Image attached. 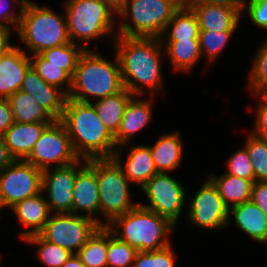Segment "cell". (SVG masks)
I'll list each match as a JSON object with an SVG mask.
<instances>
[{
  "mask_svg": "<svg viewBox=\"0 0 267 267\" xmlns=\"http://www.w3.org/2000/svg\"><path fill=\"white\" fill-rule=\"evenodd\" d=\"M258 99L255 112V122L251 133L257 137L267 140V95L253 94Z\"/></svg>",
  "mask_w": 267,
  "mask_h": 267,
  "instance_id": "42",
  "label": "cell"
},
{
  "mask_svg": "<svg viewBox=\"0 0 267 267\" xmlns=\"http://www.w3.org/2000/svg\"><path fill=\"white\" fill-rule=\"evenodd\" d=\"M138 250L119 240L107 228V267H132Z\"/></svg>",
  "mask_w": 267,
  "mask_h": 267,
  "instance_id": "34",
  "label": "cell"
},
{
  "mask_svg": "<svg viewBox=\"0 0 267 267\" xmlns=\"http://www.w3.org/2000/svg\"><path fill=\"white\" fill-rule=\"evenodd\" d=\"M242 10L255 26L267 29V0H244Z\"/></svg>",
  "mask_w": 267,
  "mask_h": 267,
  "instance_id": "41",
  "label": "cell"
},
{
  "mask_svg": "<svg viewBox=\"0 0 267 267\" xmlns=\"http://www.w3.org/2000/svg\"><path fill=\"white\" fill-rule=\"evenodd\" d=\"M23 241L38 247L36 256L46 267H61L72 255L70 251L45 240L40 234L31 235Z\"/></svg>",
  "mask_w": 267,
  "mask_h": 267,
  "instance_id": "33",
  "label": "cell"
},
{
  "mask_svg": "<svg viewBox=\"0 0 267 267\" xmlns=\"http://www.w3.org/2000/svg\"><path fill=\"white\" fill-rule=\"evenodd\" d=\"M256 51L249 74L248 92L252 95L267 93V38Z\"/></svg>",
  "mask_w": 267,
  "mask_h": 267,
  "instance_id": "36",
  "label": "cell"
},
{
  "mask_svg": "<svg viewBox=\"0 0 267 267\" xmlns=\"http://www.w3.org/2000/svg\"><path fill=\"white\" fill-rule=\"evenodd\" d=\"M127 159L123 162L122 147L114 152L113 158L123 169L124 175L132 184H137L141 188L148 180H150L158 171L152 160L149 145L138 144L131 145Z\"/></svg>",
  "mask_w": 267,
  "mask_h": 267,
  "instance_id": "18",
  "label": "cell"
},
{
  "mask_svg": "<svg viewBox=\"0 0 267 267\" xmlns=\"http://www.w3.org/2000/svg\"><path fill=\"white\" fill-rule=\"evenodd\" d=\"M15 159L10 154L2 136H0V171L8 167Z\"/></svg>",
  "mask_w": 267,
  "mask_h": 267,
  "instance_id": "46",
  "label": "cell"
},
{
  "mask_svg": "<svg viewBox=\"0 0 267 267\" xmlns=\"http://www.w3.org/2000/svg\"><path fill=\"white\" fill-rule=\"evenodd\" d=\"M13 122V114L8 99L0 98V136L10 128Z\"/></svg>",
  "mask_w": 267,
  "mask_h": 267,
  "instance_id": "44",
  "label": "cell"
},
{
  "mask_svg": "<svg viewBox=\"0 0 267 267\" xmlns=\"http://www.w3.org/2000/svg\"><path fill=\"white\" fill-rule=\"evenodd\" d=\"M43 171L26 160H14L0 171V200L4 208L42 192Z\"/></svg>",
  "mask_w": 267,
  "mask_h": 267,
  "instance_id": "12",
  "label": "cell"
},
{
  "mask_svg": "<svg viewBox=\"0 0 267 267\" xmlns=\"http://www.w3.org/2000/svg\"><path fill=\"white\" fill-rule=\"evenodd\" d=\"M229 211L217 188L206 178L194 197L190 199L187 217L192 225L209 231L227 228Z\"/></svg>",
  "mask_w": 267,
  "mask_h": 267,
  "instance_id": "13",
  "label": "cell"
},
{
  "mask_svg": "<svg viewBox=\"0 0 267 267\" xmlns=\"http://www.w3.org/2000/svg\"><path fill=\"white\" fill-rule=\"evenodd\" d=\"M203 2L232 7H243L244 0H203Z\"/></svg>",
  "mask_w": 267,
  "mask_h": 267,
  "instance_id": "47",
  "label": "cell"
},
{
  "mask_svg": "<svg viewBox=\"0 0 267 267\" xmlns=\"http://www.w3.org/2000/svg\"><path fill=\"white\" fill-rule=\"evenodd\" d=\"M235 30H225L219 32L213 31H200L199 32V45L201 54L207 56L208 63L215 62L218 56L221 55L225 46L233 36Z\"/></svg>",
  "mask_w": 267,
  "mask_h": 267,
  "instance_id": "37",
  "label": "cell"
},
{
  "mask_svg": "<svg viewBox=\"0 0 267 267\" xmlns=\"http://www.w3.org/2000/svg\"><path fill=\"white\" fill-rule=\"evenodd\" d=\"M174 71L188 72L202 58L199 39L161 41Z\"/></svg>",
  "mask_w": 267,
  "mask_h": 267,
  "instance_id": "27",
  "label": "cell"
},
{
  "mask_svg": "<svg viewBox=\"0 0 267 267\" xmlns=\"http://www.w3.org/2000/svg\"><path fill=\"white\" fill-rule=\"evenodd\" d=\"M78 160L68 132L60 120H54L44 129L26 159L42 171L52 167L68 166Z\"/></svg>",
  "mask_w": 267,
  "mask_h": 267,
  "instance_id": "9",
  "label": "cell"
},
{
  "mask_svg": "<svg viewBox=\"0 0 267 267\" xmlns=\"http://www.w3.org/2000/svg\"><path fill=\"white\" fill-rule=\"evenodd\" d=\"M199 32L200 27L194 11L192 9L179 8L166 25L159 39L160 41L198 39Z\"/></svg>",
  "mask_w": 267,
  "mask_h": 267,
  "instance_id": "28",
  "label": "cell"
},
{
  "mask_svg": "<svg viewBox=\"0 0 267 267\" xmlns=\"http://www.w3.org/2000/svg\"><path fill=\"white\" fill-rule=\"evenodd\" d=\"M72 213L91 218L103 226L102 219L96 217L100 214L96 158L88 159L87 164L76 175L73 187Z\"/></svg>",
  "mask_w": 267,
  "mask_h": 267,
  "instance_id": "15",
  "label": "cell"
},
{
  "mask_svg": "<svg viewBox=\"0 0 267 267\" xmlns=\"http://www.w3.org/2000/svg\"><path fill=\"white\" fill-rule=\"evenodd\" d=\"M15 33L31 55L71 42L65 13L57 14L50 7L40 6L32 0L26 1Z\"/></svg>",
  "mask_w": 267,
  "mask_h": 267,
  "instance_id": "5",
  "label": "cell"
},
{
  "mask_svg": "<svg viewBox=\"0 0 267 267\" xmlns=\"http://www.w3.org/2000/svg\"><path fill=\"white\" fill-rule=\"evenodd\" d=\"M14 122L52 123L54 119L28 93L19 90L8 98Z\"/></svg>",
  "mask_w": 267,
  "mask_h": 267,
  "instance_id": "29",
  "label": "cell"
},
{
  "mask_svg": "<svg viewBox=\"0 0 267 267\" xmlns=\"http://www.w3.org/2000/svg\"><path fill=\"white\" fill-rule=\"evenodd\" d=\"M226 166L227 174L254 180V169L244 146L230 155L226 160Z\"/></svg>",
  "mask_w": 267,
  "mask_h": 267,
  "instance_id": "39",
  "label": "cell"
},
{
  "mask_svg": "<svg viewBox=\"0 0 267 267\" xmlns=\"http://www.w3.org/2000/svg\"><path fill=\"white\" fill-rule=\"evenodd\" d=\"M85 50H89V48L82 46V44L69 42L59 47L44 50L39 54L48 61V64L61 66V69L73 78L78 60Z\"/></svg>",
  "mask_w": 267,
  "mask_h": 267,
  "instance_id": "31",
  "label": "cell"
},
{
  "mask_svg": "<svg viewBox=\"0 0 267 267\" xmlns=\"http://www.w3.org/2000/svg\"><path fill=\"white\" fill-rule=\"evenodd\" d=\"M96 178L99 189V206L103 226H107L116 217L131 211L138 203L130 198V182L123 169L112 158H96Z\"/></svg>",
  "mask_w": 267,
  "mask_h": 267,
  "instance_id": "8",
  "label": "cell"
},
{
  "mask_svg": "<svg viewBox=\"0 0 267 267\" xmlns=\"http://www.w3.org/2000/svg\"><path fill=\"white\" fill-rule=\"evenodd\" d=\"M21 90L31 95L54 120L61 119L67 95L43 81L32 66L26 71Z\"/></svg>",
  "mask_w": 267,
  "mask_h": 267,
  "instance_id": "16",
  "label": "cell"
},
{
  "mask_svg": "<svg viewBox=\"0 0 267 267\" xmlns=\"http://www.w3.org/2000/svg\"><path fill=\"white\" fill-rule=\"evenodd\" d=\"M63 8L71 42L85 45L107 34L117 36V14L102 0H66Z\"/></svg>",
  "mask_w": 267,
  "mask_h": 267,
  "instance_id": "6",
  "label": "cell"
},
{
  "mask_svg": "<svg viewBox=\"0 0 267 267\" xmlns=\"http://www.w3.org/2000/svg\"><path fill=\"white\" fill-rule=\"evenodd\" d=\"M149 204L139 205L168 219L176 226L186 204V189L168 173H157L142 187Z\"/></svg>",
  "mask_w": 267,
  "mask_h": 267,
  "instance_id": "11",
  "label": "cell"
},
{
  "mask_svg": "<svg viewBox=\"0 0 267 267\" xmlns=\"http://www.w3.org/2000/svg\"><path fill=\"white\" fill-rule=\"evenodd\" d=\"M180 134L179 131L162 134L154 146H149L158 173H171V171L177 170L184 160L183 139Z\"/></svg>",
  "mask_w": 267,
  "mask_h": 267,
  "instance_id": "24",
  "label": "cell"
},
{
  "mask_svg": "<svg viewBox=\"0 0 267 267\" xmlns=\"http://www.w3.org/2000/svg\"><path fill=\"white\" fill-rule=\"evenodd\" d=\"M32 68L48 84L58 87L67 96L72 88V77L61 66L48 64L40 54L29 55Z\"/></svg>",
  "mask_w": 267,
  "mask_h": 267,
  "instance_id": "32",
  "label": "cell"
},
{
  "mask_svg": "<svg viewBox=\"0 0 267 267\" xmlns=\"http://www.w3.org/2000/svg\"><path fill=\"white\" fill-rule=\"evenodd\" d=\"M171 244L155 251H138L132 267H176Z\"/></svg>",
  "mask_w": 267,
  "mask_h": 267,
  "instance_id": "38",
  "label": "cell"
},
{
  "mask_svg": "<svg viewBox=\"0 0 267 267\" xmlns=\"http://www.w3.org/2000/svg\"><path fill=\"white\" fill-rule=\"evenodd\" d=\"M178 9L174 0H127L117 14L125 20L118 23L117 35L159 38Z\"/></svg>",
  "mask_w": 267,
  "mask_h": 267,
  "instance_id": "7",
  "label": "cell"
},
{
  "mask_svg": "<svg viewBox=\"0 0 267 267\" xmlns=\"http://www.w3.org/2000/svg\"><path fill=\"white\" fill-rule=\"evenodd\" d=\"M251 200L267 214V181H255Z\"/></svg>",
  "mask_w": 267,
  "mask_h": 267,
  "instance_id": "43",
  "label": "cell"
},
{
  "mask_svg": "<svg viewBox=\"0 0 267 267\" xmlns=\"http://www.w3.org/2000/svg\"><path fill=\"white\" fill-rule=\"evenodd\" d=\"M115 53L118 57L124 88L131 94L154 95L163 83L162 56L164 47L157 37L113 36ZM141 85V86H140Z\"/></svg>",
  "mask_w": 267,
  "mask_h": 267,
  "instance_id": "1",
  "label": "cell"
},
{
  "mask_svg": "<svg viewBox=\"0 0 267 267\" xmlns=\"http://www.w3.org/2000/svg\"><path fill=\"white\" fill-rule=\"evenodd\" d=\"M51 123L13 122L2 135L10 154L15 160H26L44 129Z\"/></svg>",
  "mask_w": 267,
  "mask_h": 267,
  "instance_id": "22",
  "label": "cell"
},
{
  "mask_svg": "<svg viewBox=\"0 0 267 267\" xmlns=\"http://www.w3.org/2000/svg\"><path fill=\"white\" fill-rule=\"evenodd\" d=\"M243 146L254 169L255 181H267V140L248 133Z\"/></svg>",
  "mask_w": 267,
  "mask_h": 267,
  "instance_id": "35",
  "label": "cell"
},
{
  "mask_svg": "<svg viewBox=\"0 0 267 267\" xmlns=\"http://www.w3.org/2000/svg\"><path fill=\"white\" fill-rule=\"evenodd\" d=\"M106 227L138 251H155L170 245L169 237L175 229L168 219L139 204Z\"/></svg>",
  "mask_w": 267,
  "mask_h": 267,
  "instance_id": "4",
  "label": "cell"
},
{
  "mask_svg": "<svg viewBox=\"0 0 267 267\" xmlns=\"http://www.w3.org/2000/svg\"><path fill=\"white\" fill-rule=\"evenodd\" d=\"M137 97L134 95L125 107L120 128L114 136L117 148H123L125 145H128L132 137L146 128L152 120L151 101Z\"/></svg>",
  "mask_w": 267,
  "mask_h": 267,
  "instance_id": "21",
  "label": "cell"
},
{
  "mask_svg": "<svg viewBox=\"0 0 267 267\" xmlns=\"http://www.w3.org/2000/svg\"><path fill=\"white\" fill-rule=\"evenodd\" d=\"M133 96L124 88L114 95L91 102L97 111L98 117L113 136L120 128L125 107Z\"/></svg>",
  "mask_w": 267,
  "mask_h": 267,
  "instance_id": "26",
  "label": "cell"
},
{
  "mask_svg": "<svg viewBox=\"0 0 267 267\" xmlns=\"http://www.w3.org/2000/svg\"><path fill=\"white\" fill-rule=\"evenodd\" d=\"M43 195L40 192L10 207V210L17 216L19 224L27 228V230L19 233L21 240H25L31 235L39 234L52 214Z\"/></svg>",
  "mask_w": 267,
  "mask_h": 267,
  "instance_id": "19",
  "label": "cell"
},
{
  "mask_svg": "<svg viewBox=\"0 0 267 267\" xmlns=\"http://www.w3.org/2000/svg\"><path fill=\"white\" fill-rule=\"evenodd\" d=\"M60 121L79 159L113 157L117 150L114 136L98 117L92 103L66 98Z\"/></svg>",
  "mask_w": 267,
  "mask_h": 267,
  "instance_id": "2",
  "label": "cell"
},
{
  "mask_svg": "<svg viewBox=\"0 0 267 267\" xmlns=\"http://www.w3.org/2000/svg\"><path fill=\"white\" fill-rule=\"evenodd\" d=\"M86 164V159H79L68 166L43 170L42 193L51 213H72L74 182Z\"/></svg>",
  "mask_w": 267,
  "mask_h": 267,
  "instance_id": "14",
  "label": "cell"
},
{
  "mask_svg": "<svg viewBox=\"0 0 267 267\" xmlns=\"http://www.w3.org/2000/svg\"><path fill=\"white\" fill-rule=\"evenodd\" d=\"M207 178L217 188L229 209L251 200L255 180L244 179L224 173L222 175L209 174Z\"/></svg>",
  "mask_w": 267,
  "mask_h": 267,
  "instance_id": "25",
  "label": "cell"
},
{
  "mask_svg": "<svg viewBox=\"0 0 267 267\" xmlns=\"http://www.w3.org/2000/svg\"><path fill=\"white\" fill-rule=\"evenodd\" d=\"M1 208H4V207H3L1 200H0V210H1Z\"/></svg>",
  "mask_w": 267,
  "mask_h": 267,
  "instance_id": "51",
  "label": "cell"
},
{
  "mask_svg": "<svg viewBox=\"0 0 267 267\" xmlns=\"http://www.w3.org/2000/svg\"><path fill=\"white\" fill-rule=\"evenodd\" d=\"M100 225L73 213H52L39 233L45 240L77 254Z\"/></svg>",
  "mask_w": 267,
  "mask_h": 267,
  "instance_id": "10",
  "label": "cell"
},
{
  "mask_svg": "<svg viewBox=\"0 0 267 267\" xmlns=\"http://www.w3.org/2000/svg\"><path fill=\"white\" fill-rule=\"evenodd\" d=\"M106 3L116 14H118L126 4L127 0H102Z\"/></svg>",
  "mask_w": 267,
  "mask_h": 267,
  "instance_id": "48",
  "label": "cell"
},
{
  "mask_svg": "<svg viewBox=\"0 0 267 267\" xmlns=\"http://www.w3.org/2000/svg\"><path fill=\"white\" fill-rule=\"evenodd\" d=\"M26 50L16 45L0 56V98L8 99L21 90L26 71L31 67Z\"/></svg>",
  "mask_w": 267,
  "mask_h": 267,
  "instance_id": "17",
  "label": "cell"
},
{
  "mask_svg": "<svg viewBox=\"0 0 267 267\" xmlns=\"http://www.w3.org/2000/svg\"><path fill=\"white\" fill-rule=\"evenodd\" d=\"M11 29L14 28L0 25V56L7 53L14 47V45H11L10 42L11 33L13 32Z\"/></svg>",
  "mask_w": 267,
  "mask_h": 267,
  "instance_id": "45",
  "label": "cell"
},
{
  "mask_svg": "<svg viewBox=\"0 0 267 267\" xmlns=\"http://www.w3.org/2000/svg\"><path fill=\"white\" fill-rule=\"evenodd\" d=\"M198 20L200 31L236 30L243 7H232L202 2L191 8Z\"/></svg>",
  "mask_w": 267,
  "mask_h": 267,
  "instance_id": "20",
  "label": "cell"
},
{
  "mask_svg": "<svg viewBox=\"0 0 267 267\" xmlns=\"http://www.w3.org/2000/svg\"><path fill=\"white\" fill-rule=\"evenodd\" d=\"M229 222L234 219L236 227L251 237L255 242L267 244V214L252 200L233 206L229 211Z\"/></svg>",
  "mask_w": 267,
  "mask_h": 267,
  "instance_id": "23",
  "label": "cell"
},
{
  "mask_svg": "<svg viewBox=\"0 0 267 267\" xmlns=\"http://www.w3.org/2000/svg\"><path fill=\"white\" fill-rule=\"evenodd\" d=\"M61 267H86L77 254H72L71 257Z\"/></svg>",
  "mask_w": 267,
  "mask_h": 267,
  "instance_id": "49",
  "label": "cell"
},
{
  "mask_svg": "<svg viewBox=\"0 0 267 267\" xmlns=\"http://www.w3.org/2000/svg\"><path fill=\"white\" fill-rule=\"evenodd\" d=\"M94 48L96 51L85 50L80 56L67 98L91 103L90 98L99 100L124 89L116 53L115 58L109 61L97 52V45Z\"/></svg>",
  "mask_w": 267,
  "mask_h": 267,
  "instance_id": "3",
  "label": "cell"
},
{
  "mask_svg": "<svg viewBox=\"0 0 267 267\" xmlns=\"http://www.w3.org/2000/svg\"><path fill=\"white\" fill-rule=\"evenodd\" d=\"M77 255L86 267H107V227L100 226Z\"/></svg>",
  "mask_w": 267,
  "mask_h": 267,
  "instance_id": "30",
  "label": "cell"
},
{
  "mask_svg": "<svg viewBox=\"0 0 267 267\" xmlns=\"http://www.w3.org/2000/svg\"><path fill=\"white\" fill-rule=\"evenodd\" d=\"M26 1L27 0H0V25L9 28L15 26V31H17ZM12 4H14V8H19V13L16 9L15 11H13V9L11 10Z\"/></svg>",
  "mask_w": 267,
  "mask_h": 267,
  "instance_id": "40",
  "label": "cell"
},
{
  "mask_svg": "<svg viewBox=\"0 0 267 267\" xmlns=\"http://www.w3.org/2000/svg\"><path fill=\"white\" fill-rule=\"evenodd\" d=\"M203 0H174L175 5L178 8H187L191 9L195 5L202 3Z\"/></svg>",
  "mask_w": 267,
  "mask_h": 267,
  "instance_id": "50",
  "label": "cell"
},
{
  "mask_svg": "<svg viewBox=\"0 0 267 267\" xmlns=\"http://www.w3.org/2000/svg\"><path fill=\"white\" fill-rule=\"evenodd\" d=\"M1 259H2V256L0 255V267H2V266H1V261H2Z\"/></svg>",
  "mask_w": 267,
  "mask_h": 267,
  "instance_id": "52",
  "label": "cell"
}]
</instances>
